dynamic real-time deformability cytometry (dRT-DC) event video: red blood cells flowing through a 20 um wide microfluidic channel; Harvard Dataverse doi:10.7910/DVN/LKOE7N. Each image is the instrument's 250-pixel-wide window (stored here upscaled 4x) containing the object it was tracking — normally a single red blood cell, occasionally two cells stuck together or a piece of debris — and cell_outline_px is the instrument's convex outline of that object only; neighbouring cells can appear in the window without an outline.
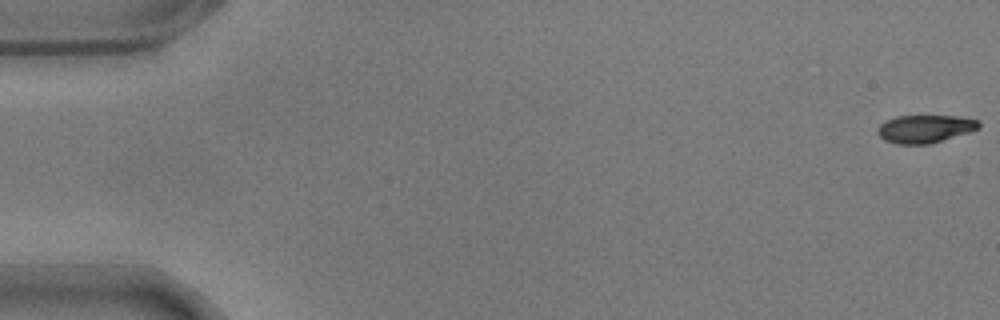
{"species": "common noctule bat (a hibernating species)", "species_latin": "Nyctalus noctula", "temperature_condition": "warm", "stored_images_in_passage": 57, "camera_frame_rate_fps": 3000, "um_per_image_px": 0.085, "animal": {"sex": "male", "body_mass_g": 17.9}, "frame": {"image": 1, "passage_image": 1, "time_ms": 0.0, "image_size_px": [1000, 320], "cell_outline_px": [[980, 128], [968, 132], [928, 144], [896, 144], [884, 140], [876, 132], [876, 128], [880, 124], [896, 116], [960, 116], [980, 120]], "centroid_in_image_um": [78.61, 10.94], "position_along_channel_um": 6.4, "area_um2": 16.42}}
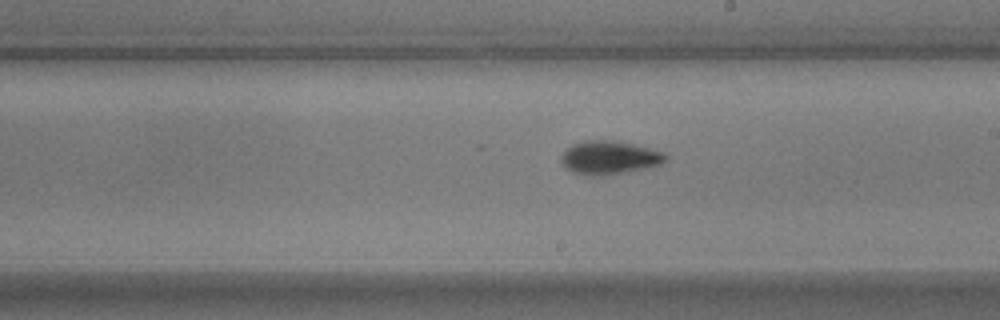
{"frame": {"image": 2, "passage_image": 33, "time_ms": 10.667, "image_size_px": [1000, 320], "cell_outline_px": [[668, 160], [660, 164], [644, 168], [600, 176], [588, 176], [572, 172], [560, 160], [560, 156], [572, 144], [584, 140], [612, 140], [632, 144], [664, 152], [668, 156]], "centroid_in_image_um": [51.78, 13.39], "position_along_channel_um": 237.2, "area_um2": 20.17}}
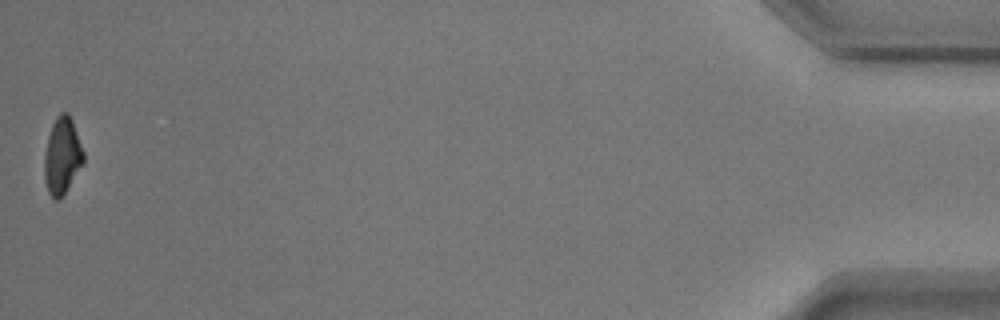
{"frame": {"image": 3, "passage_image": 57, "time_ms": 18.667, "image_size_px": [1000, 320], "cell_outline_px": [[84, 164], [60, 200], [56, 200], [48, 192], [44, 180], [44, 156], [48, 136], [52, 124], [56, 116], [60, 112], [68, 112], [72, 120], [84, 152]], "centroid_in_image_um": [5.29, 13.26], "position_along_channel_um": 429.9, "area_um2": 17.69}, "authors_computed_cell_mechanics": {"area_um2": 18.0914, "velocity_mm_per_s": 3.5698, "shape_relaxation_time_tau1_ms": 1.9642, "shape_relaxation_time_tau2_ms": 4.9754, "deformation_change_tau1": 0.1471, "deformation_change_tau2": 0.0955}}